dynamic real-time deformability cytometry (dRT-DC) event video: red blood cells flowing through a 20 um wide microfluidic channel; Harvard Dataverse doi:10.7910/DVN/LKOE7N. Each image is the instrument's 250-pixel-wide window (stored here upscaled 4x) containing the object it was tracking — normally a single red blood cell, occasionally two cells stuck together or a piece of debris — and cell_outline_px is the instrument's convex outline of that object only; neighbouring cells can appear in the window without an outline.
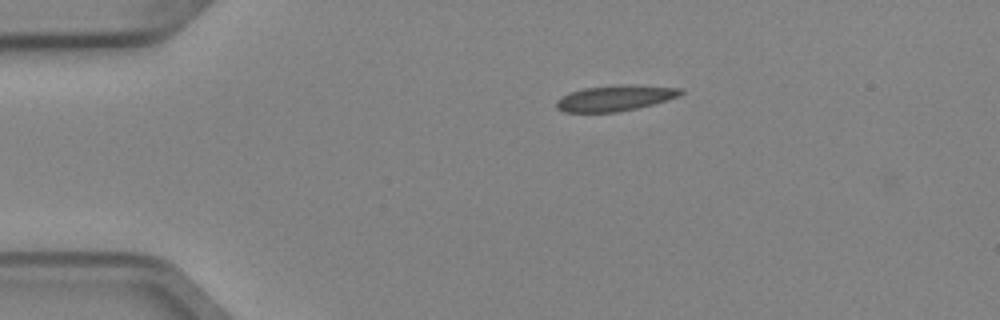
{"species": "Egyptian fruit bat (a non-hibernating species)", "species_latin": "Rousettus aegyptiacus", "temperature_condition": "cold", "stored_images_in_passage": 4, "camera_frame_rate_fps": 3000, "um_per_image_px": 0.085, "animal": {"sex": "female"}, "frame": {"image": 1, "passage_image": 1, "time_ms": 0.0, "image_size_px": [1000, 320], "cell_outline_px": [[684, 92], [680, 96], [652, 104], [636, 108], [616, 112], [564, 112], [556, 108], [556, 100], [560, 96], [568, 92], [584, 88], [620, 84], [636, 84], [684, 88]], "centroid_in_image_um": [52.28, 8.32], "position_along_channel_um": 32.7, "area_um2": 18.96}}
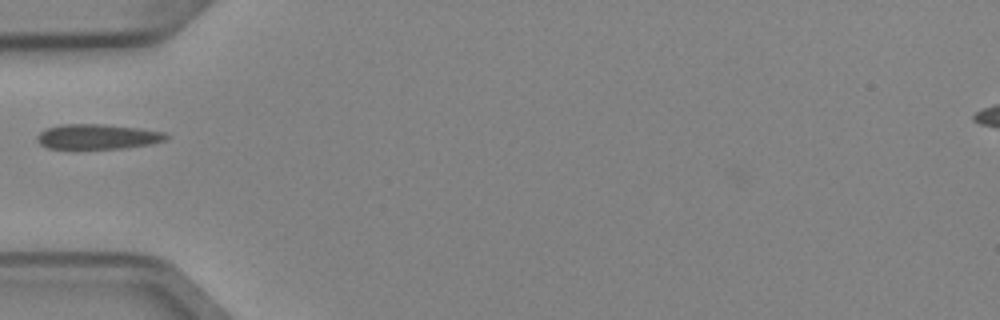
{"frame": {"image": 2, "passage_image": 3, "time_ms": 0.667, "image_size_px": [1000, 320], "cell_outline_px": [[168, 140], [152, 144], [124, 148], [48, 148], [40, 144], [36, 140], [36, 136], [40, 132], [48, 128], [64, 124], [104, 124], [140, 128], [164, 132], [168, 136]], "centroid_in_image_um": [8.33, 11.61], "position_along_channel_um": 76.7, "area_um2": 18.79}}
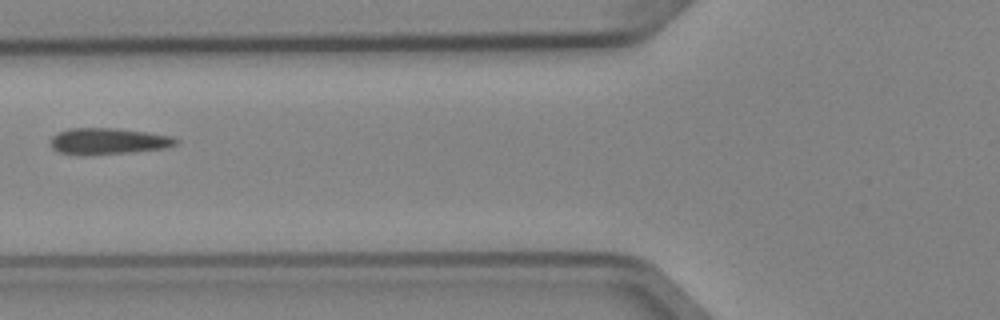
{"frame": {"image": 3, "passage_image": 4, "time_ms": 1.0, "image_size_px": [1000, 320], "cell_outline_px": [[180, 140], [176, 144], [164, 148], [132, 152], [84, 156], [60, 152], [52, 148], [52, 136], [68, 128], [116, 128], [172, 136]], "centroid_in_image_um": [9.2, 12.01], "position_along_channel_um": 116.6, "area_um2": 19.19}}